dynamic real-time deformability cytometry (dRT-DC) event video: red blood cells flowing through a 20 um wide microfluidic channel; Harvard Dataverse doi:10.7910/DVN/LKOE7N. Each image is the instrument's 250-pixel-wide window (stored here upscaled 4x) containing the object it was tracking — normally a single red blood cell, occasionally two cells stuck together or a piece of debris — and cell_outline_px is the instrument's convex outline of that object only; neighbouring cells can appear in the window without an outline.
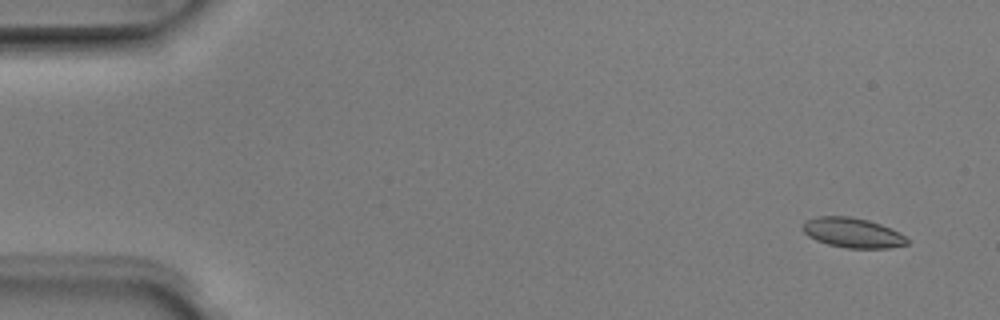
{"species": "Egyptian fruit bat (a non-hibernating species)", "species_latin": "Rousettus aegyptiacus", "temperature_condition": "room temperature", "stored_images_in_passage": 6, "camera_frame_rate_fps": 3000, "um_per_image_px": 0.085, "animal": {"sex": "male"}, "frame": {"image": 1, "passage_image": 1, "time_ms": 0.0, "image_size_px": [1000, 320], "cell_outline_px": [[908, 244], [888, 248], [848, 248], [828, 244], [816, 240], [808, 236], [800, 228], [804, 220], [816, 216], [852, 216], [868, 220], [880, 224], [900, 232], [908, 240]], "centroid_in_image_um": [72.43, 19.77], "position_along_channel_um": 12.6, "area_um2": 18.32}}
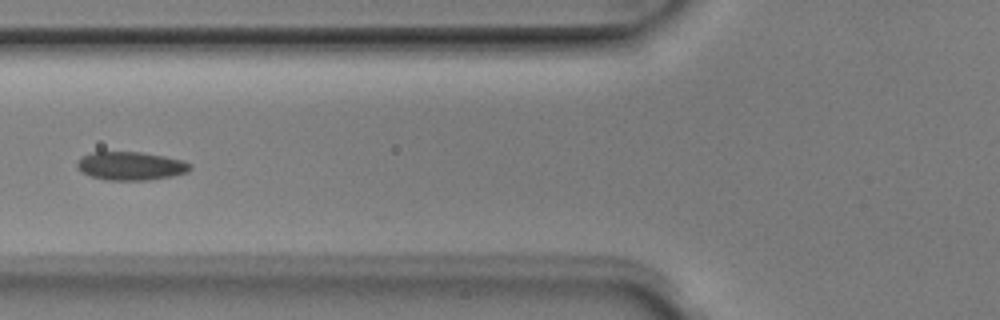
{"frame": {"image": 2, "passage_image": 6, "time_ms": 1.667, "image_size_px": [1000, 320], "cell_outline_px": [[192, 168], [188, 172], [172, 176], [148, 180], [108, 180], [92, 176], [80, 172], [76, 168], [76, 164], [84, 156], [92, 152], [140, 152], [164, 156], [184, 160], [192, 164]], "centroid_in_image_um": [11.15, 14.11], "position_along_channel_um": 114.7, "area_um2": 18.73}}